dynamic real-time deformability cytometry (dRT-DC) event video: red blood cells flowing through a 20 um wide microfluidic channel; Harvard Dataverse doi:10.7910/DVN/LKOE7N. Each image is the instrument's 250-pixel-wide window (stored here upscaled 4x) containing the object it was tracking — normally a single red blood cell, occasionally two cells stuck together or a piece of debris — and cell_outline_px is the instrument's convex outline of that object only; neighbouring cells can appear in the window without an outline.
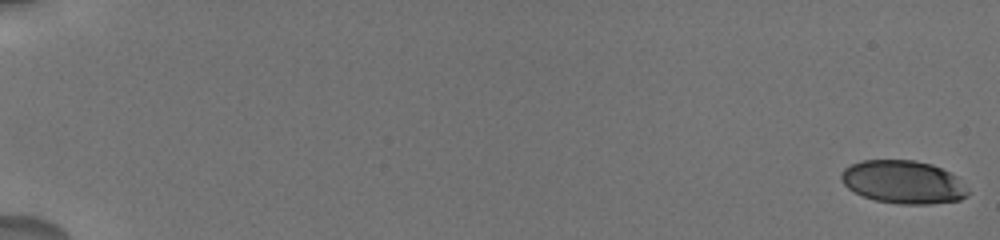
{"species": "human", "species_latin": "Homo sapiens", "temperature_condition": "cold", "stored_images_in_passage": 50, "camera_frame_rate_fps": 3000, "um_per_image_px": 0.085, "donor": {"sex": "male"}, "frame": {"image": 1, "passage_image": 1, "time_ms": 0.0, "image_size_px": [1000, 240], "cell_outline_px": [[968, 196], [960, 200], [928, 204], [900, 204], [876, 200], [864, 196], [848, 188], [844, 184], [840, 176], [840, 172], [844, 168], [852, 164], [864, 160], [916, 160], [932, 164], [956, 176], [968, 192]], "centroid_in_image_um": [76.76, 15.47], "position_along_channel_um": 8.2, "area_um2": 31.56}}
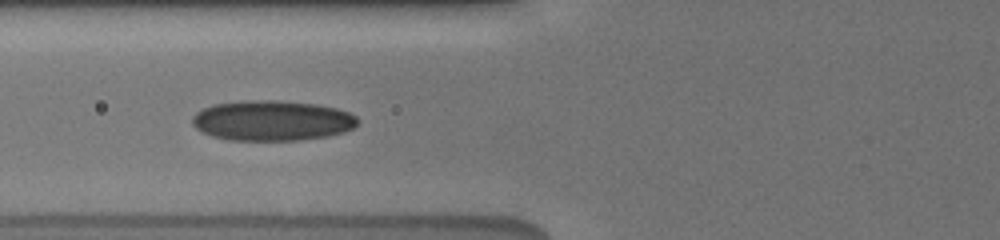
{"frame": {"image": 2, "passage_image": 22, "time_ms": 8.0, "image_size_px": [1000, 240], "cell_outline_px": [[360, 120], [352, 128], [344, 132], [328, 136], [300, 140], [228, 140], [212, 136], [200, 132], [192, 124], [192, 116], [196, 112], [212, 104], [244, 100], [276, 100], [316, 104], [336, 108], [348, 112], [356, 116]], "centroid_in_image_um": [23.1, 10.25], "position_along_channel_um": 102.7, "area_um2": 39.07}}
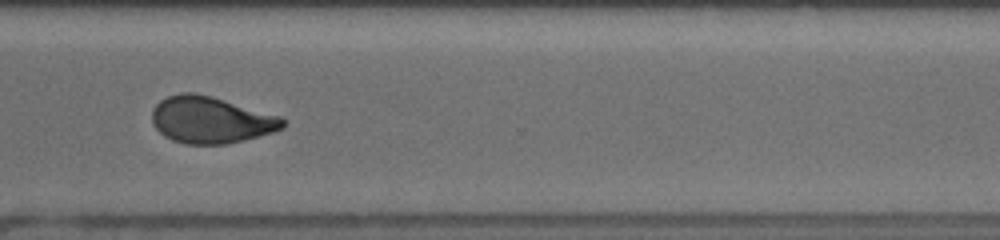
{"frame": {"image": 3, "passage_image": 49, "time_ms": 14.667, "image_size_px": [1000, 240], "cell_outline_px": [[284, 128], [272, 132], [244, 140], [224, 144], [184, 144], [172, 140], [164, 136], [152, 124], [152, 112], [156, 104], [160, 100], [168, 96], [180, 92], [192, 92], [212, 96], [280, 116], [284, 120]], "centroid_in_image_um": [17.89, 10.19], "position_along_channel_um": 352.7, "area_um2": 35.55}}